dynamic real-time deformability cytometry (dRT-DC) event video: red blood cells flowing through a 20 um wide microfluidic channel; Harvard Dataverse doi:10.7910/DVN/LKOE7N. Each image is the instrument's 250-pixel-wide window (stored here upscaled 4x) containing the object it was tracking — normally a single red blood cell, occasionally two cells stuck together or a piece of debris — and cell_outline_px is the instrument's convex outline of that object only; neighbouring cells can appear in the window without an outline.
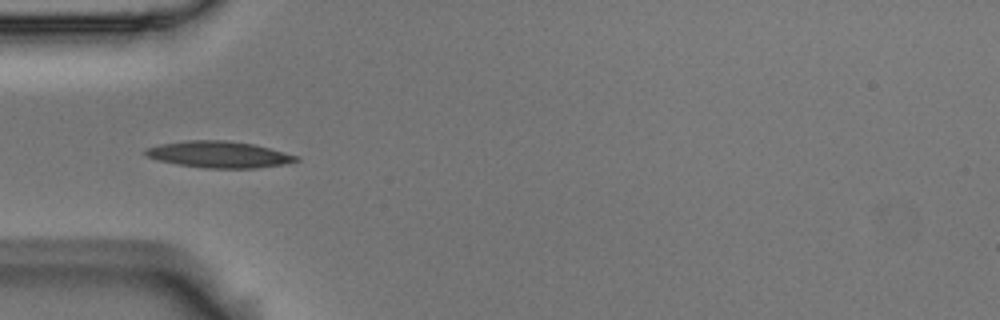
{"species": "Egyptian fruit bat (a non-hibernating species)", "species_latin": "Rousettus aegyptiacus", "temperature_condition": "room temperature", "stored_images_in_passage": 38, "camera_frame_rate_fps": 3000, "um_per_image_px": 0.085, "animal": {"sex": "male"}, "frame": {"image": 1, "passage_image": 1, "time_ms": 0.0, "image_size_px": [1000, 320], "cell_outline_px": [[300, 160], [284, 164], [256, 168], [204, 168], [176, 164], [156, 160], [148, 156], [144, 152], [144, 148], [160, 144], [188, 140], [224, 140], [252, 144], [300, 156]], "centroid_in_image_um": [18.59, 13.13], "position_along_channel_um": 66.4, "area_um2": 23.24}}
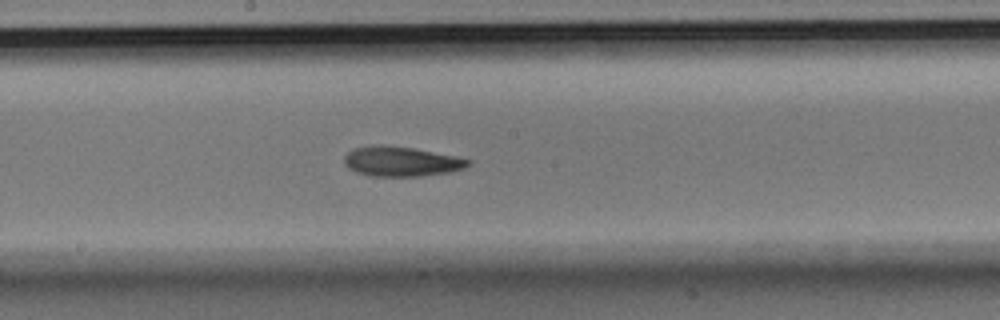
{"frame": {"image": 2, "passage_image": 13, "time_ms": 4.0, "image_size_px": [1000, 320], "cell_outline_px": [[472, 164], [464, 168], [448, 172], [420, 176], [368, 176], [356, 172], [348, 168], [344, 164], [344, 156], [352, 148], [372, 144], [384, 144], [412, 148], [456, 156], [472, 160]], "centroid_in_image_um": [34.07, 13.71], "position_along_channel_um": 214.1, "area_um2": 21.79}}
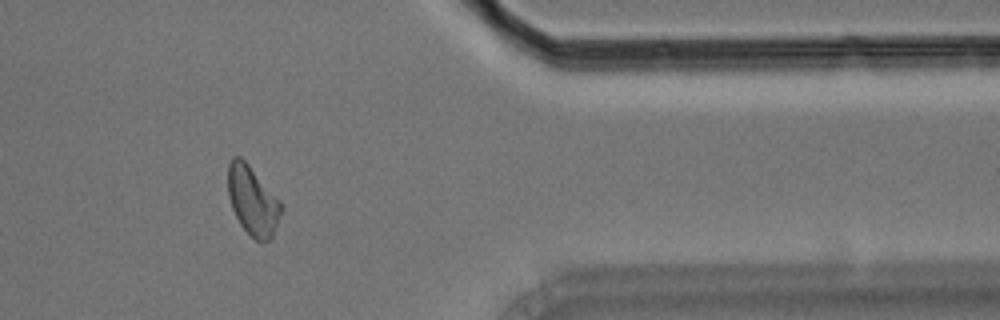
{"frame": {"image": 3, "passage_image": 29, "time_ms": 9.333, "image_size_px": [1000, 320], "cell_outline_px": [[284, 208], [272, 236], [268, 240], [260, 244], [240, 224], [232, 208], [228, 196], [228, 164], [232, 156], [240, 156], [248, 164], [280, 200]], "centroid_in_image_um": [21.48, 17.06], "position_along_channel_um": 389.9, "area_um2": 21.39}, "authors_computed_cell_mechanics": {"area_um2": 21.3282, "velocity_mm_per_s": 3.6807, "shape_relaxation_time_tau1_ms": 5.4294, "shape_relaxation_time_tau2_ms": 5.6383, "deformation_change_tau1": 0.1608, "deformation_change_tau2": 0.1425}}